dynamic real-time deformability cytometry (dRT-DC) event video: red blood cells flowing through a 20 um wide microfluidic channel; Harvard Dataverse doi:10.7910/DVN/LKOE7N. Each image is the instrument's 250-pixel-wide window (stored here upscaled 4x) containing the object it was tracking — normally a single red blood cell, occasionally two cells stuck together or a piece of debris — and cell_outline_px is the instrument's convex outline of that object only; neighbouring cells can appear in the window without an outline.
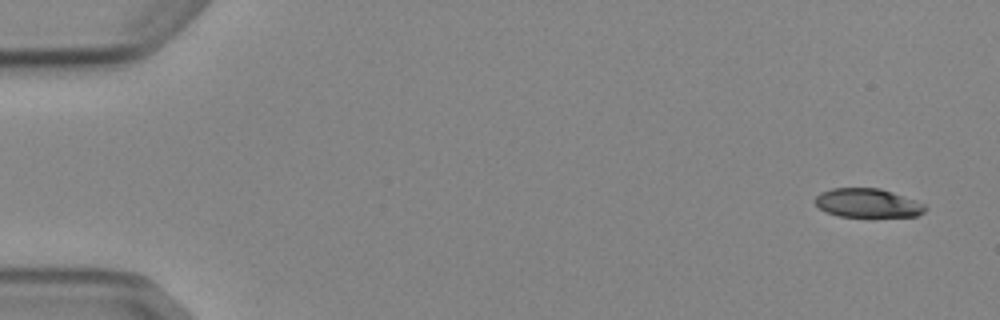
{"species": "Egyptian fruit bat (a non-hibernating species)", "species_latin": "Rousettus aegyptiacus", "temperature_condition": "cold", "stored_images_in_passage": 5, "camera_frame_rate_fps": 3000, "um_per_image_px": 0.085, "animal": {"sex": "female"}, "frame": {"image": 1, "passage_image": 1, "time_ms": 0.0, "image_size_px": [1000, 320], "cell_outline_px": [[928, 208], [924, 212], [916, 216], [840, 216], [828, 212], [820, 208], [812, 200], [820, 192], [832, 188], [880, 188], [916, 200], [924, 204]], "centroid_in_image_um": [73.74, 17.24], "position_along_channel_um": 11.3, "area_um2": 18.44}}